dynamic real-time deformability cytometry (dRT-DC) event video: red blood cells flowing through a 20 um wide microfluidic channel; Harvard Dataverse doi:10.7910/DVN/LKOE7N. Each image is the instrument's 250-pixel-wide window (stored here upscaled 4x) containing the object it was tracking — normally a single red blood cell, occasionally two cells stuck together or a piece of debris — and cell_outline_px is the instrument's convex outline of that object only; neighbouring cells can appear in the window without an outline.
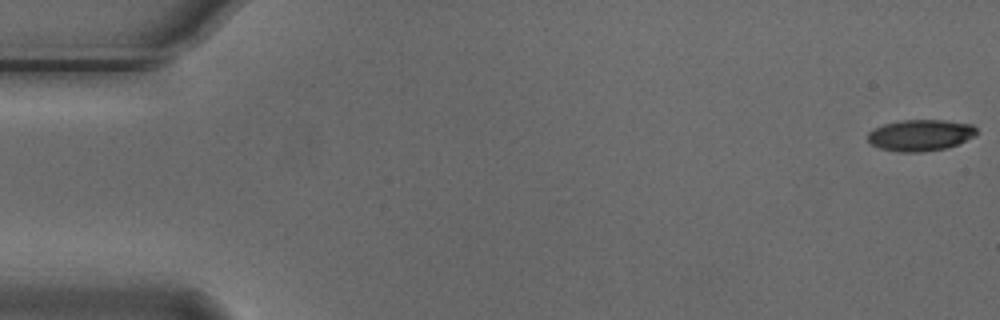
{"species": "Egyptian fruit bat (a non-hibernating species)", "species_latin": "Rousettus aegyptiacus", "temperature_condition": "cold", "stored_images_in_passage": 4, "camera_frame_rate_fps": 3000, "um_per_image_px": 0.085, "animal": {"sex": "male"}, "frame": {"image": 1, "passage_image": 1, "time_ms": 0.0, "image_size_px": [1000, 320], "cell_outline_px": [[976, 136], [948, 148], [924, 152], [896, 152], [880, 148], [872, 144], [868, 140], [868, 132], [884, 124], [900, 120], [944, 120], [972, 124], [976, 128]], "centroid_in_image_um": [78.25, 11.5], "position_along_channel_um": 6.7, "area_um2": 20.0}}